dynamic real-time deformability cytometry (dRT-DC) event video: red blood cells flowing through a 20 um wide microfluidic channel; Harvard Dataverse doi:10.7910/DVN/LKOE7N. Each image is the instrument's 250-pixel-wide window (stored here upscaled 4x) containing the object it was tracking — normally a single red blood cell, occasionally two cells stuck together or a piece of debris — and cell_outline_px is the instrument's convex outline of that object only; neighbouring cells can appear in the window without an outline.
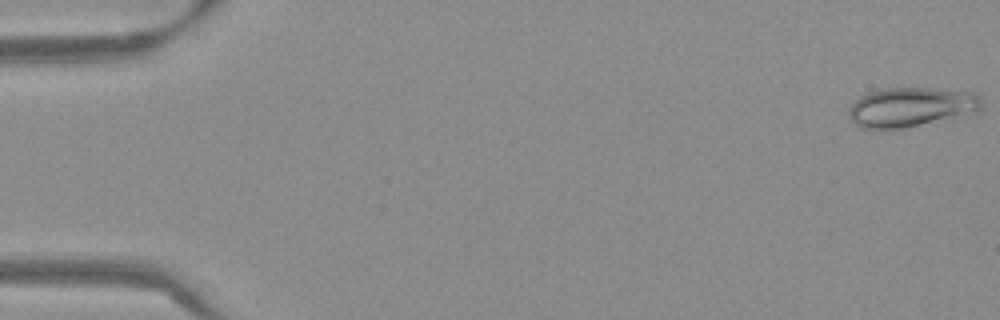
{"species": "Egyptian fruit bat (a non-hibernating species)", "species_latin": "Rousettus aegyptiacus", "temperature_condition": "warm", "stored_images_in_passage": 14, "camera_frame_rate_fps": 3000, "um_per_image_px": 0.085, "frame": {"image": 1, "passage_image": 1, "time_ms": 0.0, "image_size_px": [1000, 320], "cell_outline_px": [[980, 108], [976, 112], [892, 132], [872, 132], [860, 128], [852, 120], [848, 112], [848, 108], [860, 96], [868, 92], [884, 88], [928, 88], [972, 92], [980, 96]], "centroid_in_image_um": [77.34, 9.16], "position_along_channel_um": 7.7, "area_um2": 31.39}}